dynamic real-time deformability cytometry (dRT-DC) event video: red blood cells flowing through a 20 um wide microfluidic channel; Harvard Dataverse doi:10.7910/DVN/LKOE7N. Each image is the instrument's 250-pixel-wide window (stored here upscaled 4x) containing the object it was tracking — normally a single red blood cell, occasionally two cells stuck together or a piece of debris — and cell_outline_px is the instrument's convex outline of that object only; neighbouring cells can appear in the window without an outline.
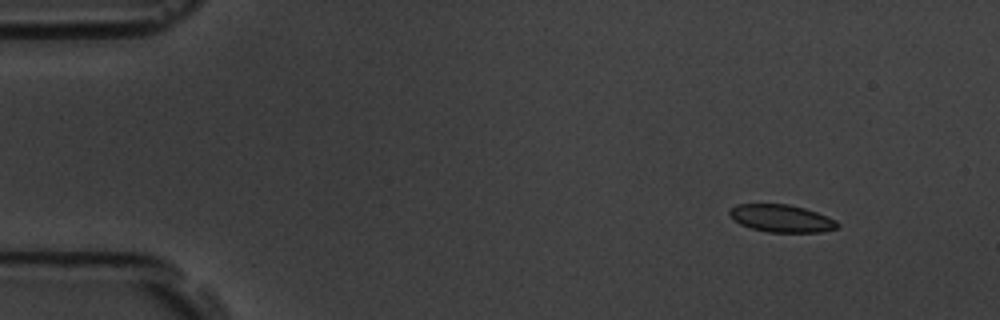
{"species": "common noctule bat (a hibernating species)", "species_latin": "Nyctalus noctula", "temperature_condition": "room temperature", "stored_images_in_passage": 5, "camera_frame_rate_fps": 3000, "um_per_image_px": 0.085, "animal": {"sex": "male", "body_mass_g": 19.5, "forearm_length_mm": 54.6}, "frame": {"image": 1, "passage_image": 1, "time_ms": 0.0, "image_size_px": [1000, 320], "cell_outline_px": [[840, 224], [836, 228], [820, 232], [768, 232], [752, 228], [740, 224], [732, 220], [728, 212], [736, 204], [788, 204], [804, 208], [816, 212], [836, 220]], "centroid_in_image_um": [66.4, 18.56], "position_along_channel_um": 18.6, "area_um2": 17.22}}
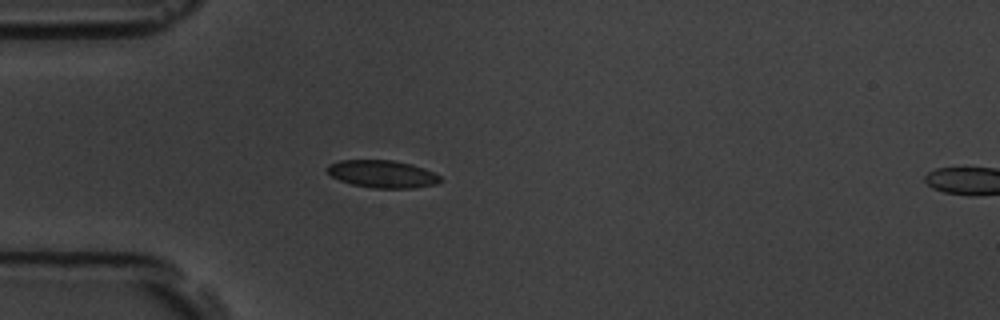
{"frame": {"image": 2, "passage_image": 4, "time_ms": 3.333, "image_size_px": [1000, 320], "cell_outline_px": [[444, 180], [436, 184], [412, 188], [372, 188], [352, 184], [340, 180], [332, 176], [324, 168], [328, 164], [340, 160], [392, 160], [412, 164], [424, 168], [440, 176]], "centroid_in_image_um": [32.5, 14.78], "position_along_channel_um": 52.5, "area_um2": 18.21}}